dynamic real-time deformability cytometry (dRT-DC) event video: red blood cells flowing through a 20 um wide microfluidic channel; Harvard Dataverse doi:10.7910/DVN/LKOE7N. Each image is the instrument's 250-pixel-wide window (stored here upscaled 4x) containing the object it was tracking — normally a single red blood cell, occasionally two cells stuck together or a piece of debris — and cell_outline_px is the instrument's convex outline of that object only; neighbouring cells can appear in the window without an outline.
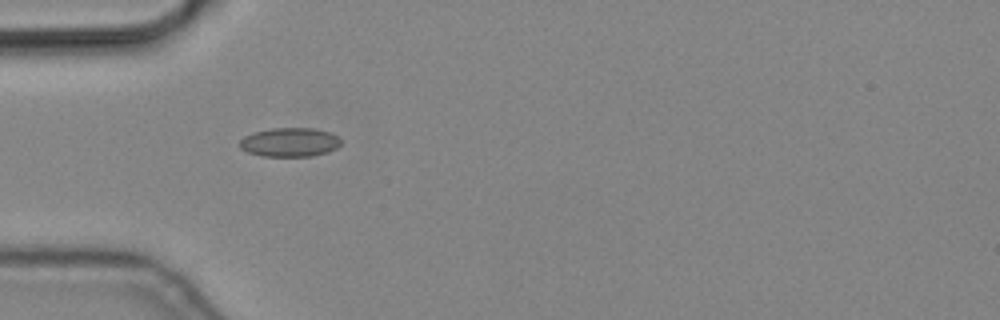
{"species": "common noctule bat (a hibernating species)", "species_latin": "Nyctalus noctula", "temperature_condition": "cold", "stored_images_in_passage": 4, "camera_frame_rate_fps": 3000, "um_per_image_px": 0.085, "animal": {"sex": "male", "body_mass_g": 19.2, "forearm_length_mm": 51.8}, "frame": {"image": 1, "passage_image": 4, "time_ms": 1.0, "image_size_px": [1000, 320], "cell_outline_px": [[340, 144], [336, 148], [328, 152], [312, 156], [260, 156], [248, 152], [240, 148], [240, 140], [244, 136], [252, 132], [272, 128], [316, 128], [332, 132], [340, 140]], "centroid_in_image_um": [24.62, 12.08], "position_along_channel_um": 60.4, "area_um2": 17.22}}